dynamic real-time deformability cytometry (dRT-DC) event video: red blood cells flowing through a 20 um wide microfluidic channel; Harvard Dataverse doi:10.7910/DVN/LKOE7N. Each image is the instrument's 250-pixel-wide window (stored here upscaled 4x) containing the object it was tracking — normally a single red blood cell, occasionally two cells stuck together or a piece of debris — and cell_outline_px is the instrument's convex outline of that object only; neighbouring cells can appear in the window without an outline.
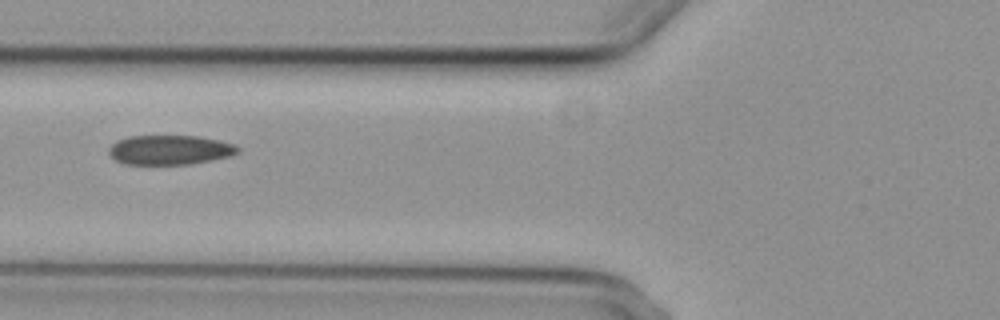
{"species": "common noctule bat (a hibernating species)", "species_latin": "Nyctalus noctula", "temperature_condition": "cold", "stored_images_in_passage": 5, "camera_frame_rate_fps": 3000, "um_per_image_px": 0.085, "animal": {"sex": "female", "body_mass_g": 29.2, "forearm_length_mm": 56.3}, "frame": {"image": 1, "passage_image": 5, "time_ms": 5.667, "image_size_px": [1000, 320], "cell_outline_px": [[240, 152], [228, 156], [212, 160], [192, 164], [124, 164], [116, 160], [108, 152], [108, 148], [116, 140], [128, 136], [200, 136], [220, 140], [232, 144], [240, 148]], "centroid_in_image_um": [14.43, 12.74], "position_along_channel_um": 111.4, "area_um2": 22.25}}